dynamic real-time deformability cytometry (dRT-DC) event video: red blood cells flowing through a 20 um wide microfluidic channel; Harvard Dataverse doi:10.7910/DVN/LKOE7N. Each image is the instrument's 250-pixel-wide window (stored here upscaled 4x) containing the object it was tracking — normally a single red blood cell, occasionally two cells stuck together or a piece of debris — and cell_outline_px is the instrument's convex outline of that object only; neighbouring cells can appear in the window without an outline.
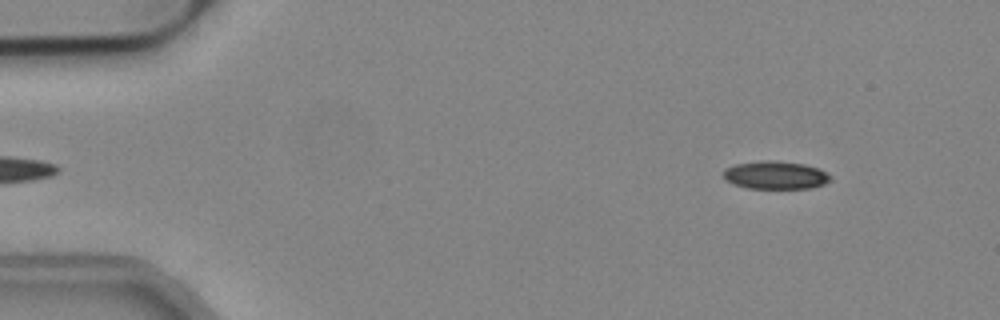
{"species": "common noctule bat (a hibernating species)", "species_latin": "Nyctalus noctula", "temperature_condition": "cold", "stored_images_in_passage": 49, "camera_frame_rate_fps": 3000, "um_per_image_px": 0.085, "animal": {"sex": "male", "body_mass_g": 19.2, "forearm_length_mm": 51.8}, "frame": {"image": 1, "passage_image": 2, "time_ms": 0.333, "image_size_px": [1000, 320], "cell_outline_px": [[832, 176], [824, 184], [812, 188], [748, 188], [732, 184], [724, 180], [724, 168], [736, 164], [764, 160], [772, 160], [804, 164], [820, 168]], "centroid_in_image_um": [65.9, 14.88], "position_along_channel_um": 19.1, "area_um2": 17.51}}
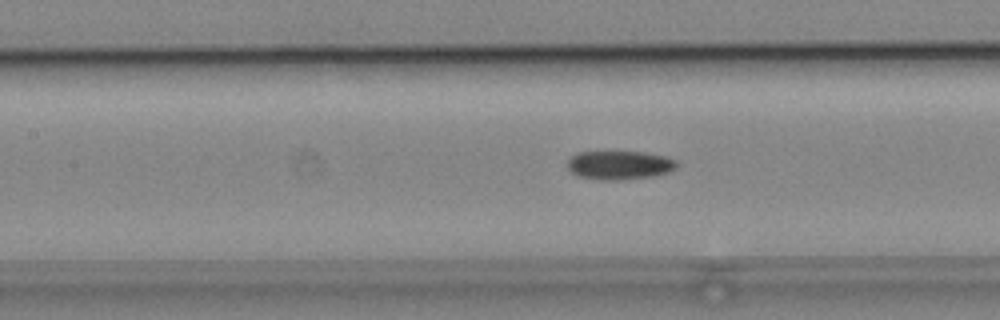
{"frame": {"image": 2, "passage_image": 20, "time_ms": 6.333, "image_size_px": [1000, 320], "cell_outline_px": [[676, 168], [668, 172], [652, 176], [620, 180], [604, 180], [580, 176], [572, 172], [568, 168], [568, 160], [576, 152], [644, 152], [664, 156], [676, 160]], "centroid_in_image_um": [52.66, 14.03], "position_along_channel_um": 154.7, "area_um2": 18.09}}
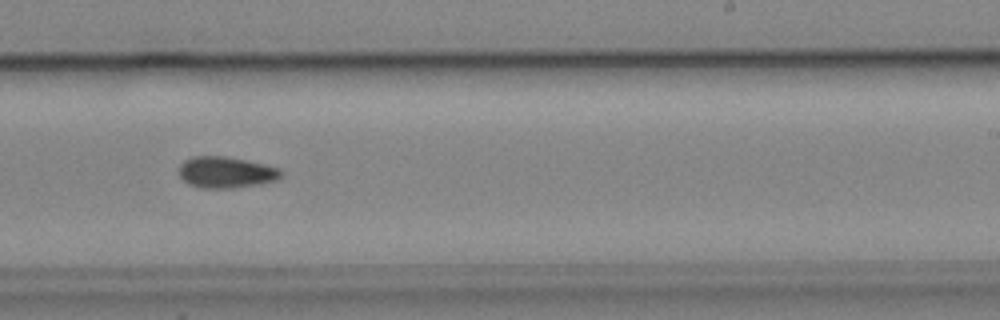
{"frame": {"image": 3, "passage_image": 29, "time_ms": 9.333, "image_size_px": [1000, 320], "cell_outline_px": [[284, 176], [276, 180], [260, 184], [232, 188], [200, 188], [188, 184], [180, 176], [180, 164], [184, 160], [192, 156], [224, 156], [264, 164], [280, 168], [284, 172]], "centroid_in_image_um": [19.24, 14.65], "position_along_channel_um": 269.8, "area_um2": 18.73}}